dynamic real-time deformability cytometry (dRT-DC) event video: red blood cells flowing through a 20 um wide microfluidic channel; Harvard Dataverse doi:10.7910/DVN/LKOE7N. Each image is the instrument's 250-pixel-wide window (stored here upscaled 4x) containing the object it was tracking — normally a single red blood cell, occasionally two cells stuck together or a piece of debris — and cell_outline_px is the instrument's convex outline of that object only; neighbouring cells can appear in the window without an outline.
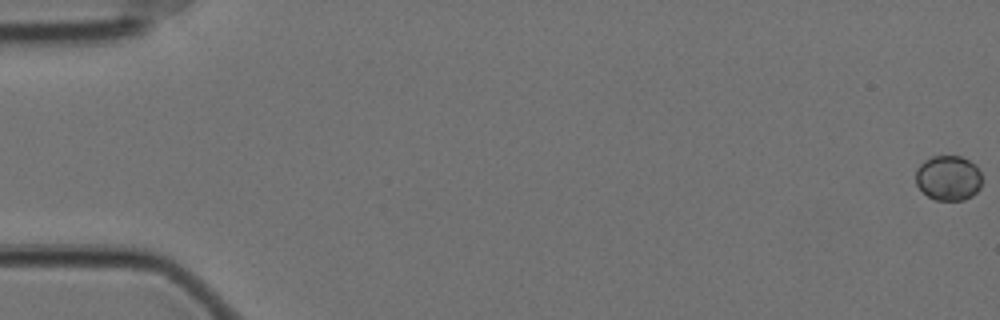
{"species": "Egyptian fruit bat (a non-hibernating species)", "species_latin": "Rousettus aegyptiacus", "temperature_condition": "cold", "stored_images_in_passage": 59, "camera_frame_rate_fps": 3000, "um_per_image_px": 0.085, "animal": {"sex": "female"}, "frame": {"image": 1, "passage_image": 1, "time_ms": 0.0, "image_size_px": [1000, 320], "cell_outline_px": [[980, 188], [972, 196], [964, 200], [936, 200], [928, 196], [916, 184], [916, 168], [924, 160], [932, 156], [960, 156], [976, 164], [980, 172]], "centroid_in_image_um": [80.6, 15.12], "position_along_channel_um": 4.4, "area_um2": 17.4}}
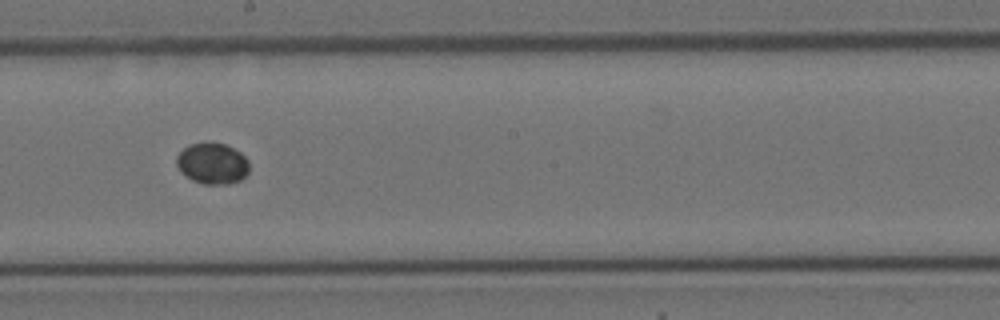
{"frame": {"image": 2, "passage_image": 34, "time_ms": 11.0, "image_size_px": [1000, 320], "cell_outline_px": [[248, 172], [240, 180], [228, 184], [204, 184], [192, 180], [184, 176], [180, 172], [176, 164], [176, 156], [188, 144], [208, 140], [224, 144], [240, 152], [248, 160]], "centroid_in_image_um": [18.01, 13.87], "position_along_channel_um": 230.2, "area_um2": 17.74}}
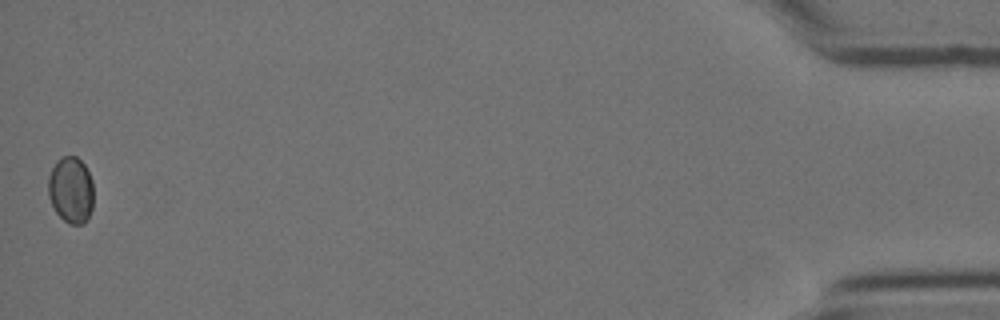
{"frame": {"image": 3, "passage_image": 59, "time_ms": 19.333, "image_size_px": [1000, 320], "cell_outline_px": [[92, 208], [84, 224], [68, 224], [56, 212], [48, 196], [48, 176], [56, 160], [64, 156], [76, 156], [84, 164], [92, 180]], "centroid_in_image_um": [6.01, 16.14], "position_along_channel_um": 429.2, "area_um2": 17.51}}